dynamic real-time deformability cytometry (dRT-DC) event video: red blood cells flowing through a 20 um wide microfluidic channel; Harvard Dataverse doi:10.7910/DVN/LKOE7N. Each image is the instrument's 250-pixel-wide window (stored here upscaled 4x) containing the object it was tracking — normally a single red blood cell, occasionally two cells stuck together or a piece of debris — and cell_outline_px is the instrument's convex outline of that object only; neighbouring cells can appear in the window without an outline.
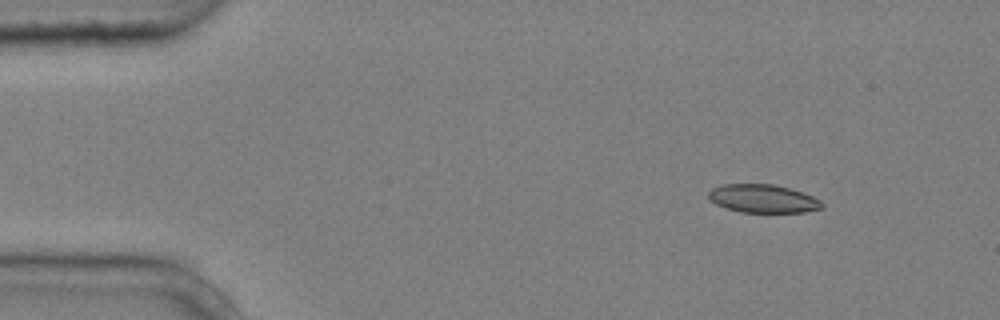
{"species": "common noctule bat (a hibernating species)", "species_latin": "Nyctalus noctula", "temperature_condition": "cold", "stored_images_in_passage": 9, "camera_frame_rate_fps": 3000, "um_per_image_px": 0.085, "animal": {"sex": "male", "body_mass_g": 20.4}, "frame": {"image": 1, "passage_image": 2, "time_ms": 0.333, "image_size_px": [1000, 320], "cell_outline_px": [[824, 208], [804, 212], [740, 212], [716, 204], [708, 196], [708, 192], [712, 188], [724, 184], [772, 184], [792, 188], [804, 192], [820, 200], [824, 204]], "centroid_in_image_um": [64.9, 16.87], "position_along_channel_um": 20.1, "area_um2": 18.73}}
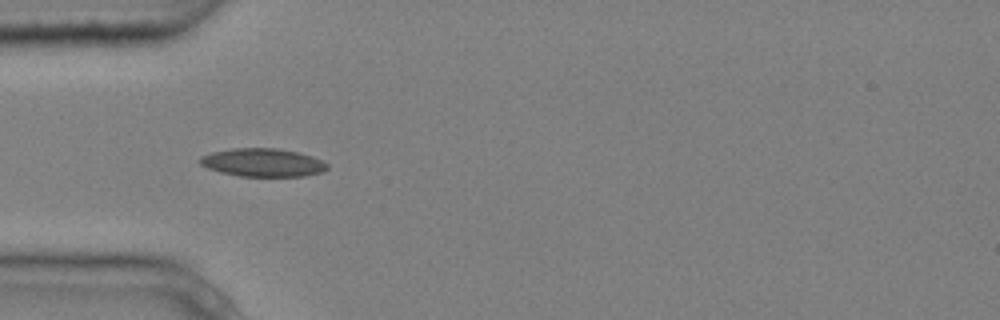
{"frame": {"image": 2, "passage_image": 4, "time_ms": 1.0, "image_size_px": [1000, 320], "cell_outline_px": [[328, 168], [324, 172], [304, 176], [240, 176], [220, 172], [208, 168], [200, 164], [196, 160], [200, 156], [212, 152], [232, 148], [276, 148], [296, 152], [312, 156], [324, 160], [328, 164]], "centroid_in_image_um": [22.33, 13.81], "position_along_channel_um": 62.7, "area_um2": 21.1}}
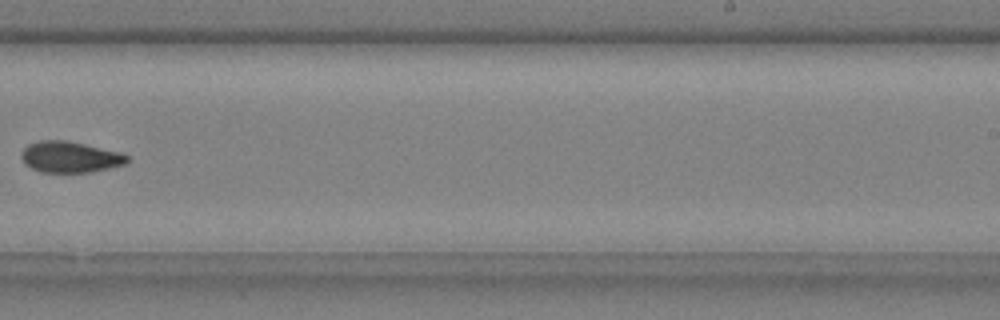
{"frame": {"image": 3, "passage_image": 9, "time_ms": 2.667, "image_size_px": [1000, 320], "cell_outline_px": [[128, 164], [92, 172], [40, 172], [24, 164], [20, 156], [20, 152], [28, 144], [40, 140], [64, 140], [84, 144], [120, 152], [128, 156]], "centroid_in_image_um": [5.94, 13.35], "position_along_channel_um": 283.1, "area_um2": 19.31}}